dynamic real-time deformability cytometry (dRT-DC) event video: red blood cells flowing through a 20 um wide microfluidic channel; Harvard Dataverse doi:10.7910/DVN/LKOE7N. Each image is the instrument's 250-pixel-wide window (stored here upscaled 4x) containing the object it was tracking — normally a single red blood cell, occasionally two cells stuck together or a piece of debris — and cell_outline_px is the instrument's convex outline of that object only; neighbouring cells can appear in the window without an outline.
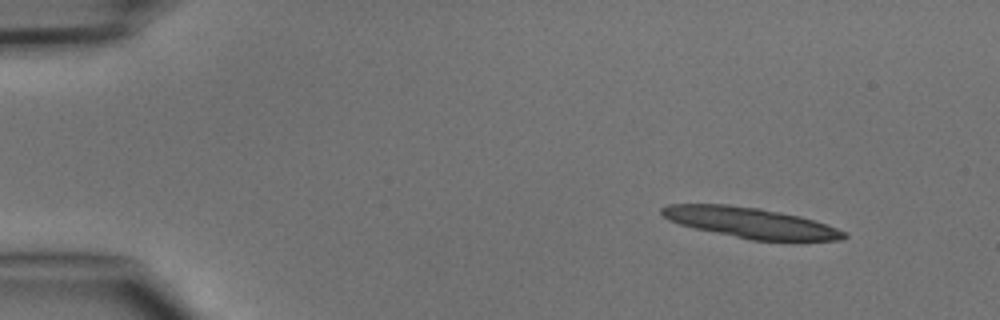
{"species": "common noctule bat (a hibernating species)", "species_latin": "Nyctalus noctula", "temperature_condition": "cold", "stored_images_in_passage": 5, "camera_frame_rate_fps": 3000, "um_per_image_px": 0.085, "animal": {"sex": "male", "body_mass_g": 15.6}, "frame": {"image": 1, "passage_image": 1, "time_ms": 0.0, "image_size_px": [1000, 320], "cell_outline_px": [[848, 236], [844, 240], [752, 240], [696, 228], [680, 224], [668, 220], [660, 212], [660, 208], [668, 204], [728, 204], [760, 208], [800, 216], [848, 232]], "centroid_in_image_um": [63.78, 18.92], "position_along_channel_um": 21.2, "area_um2": 32.02}}
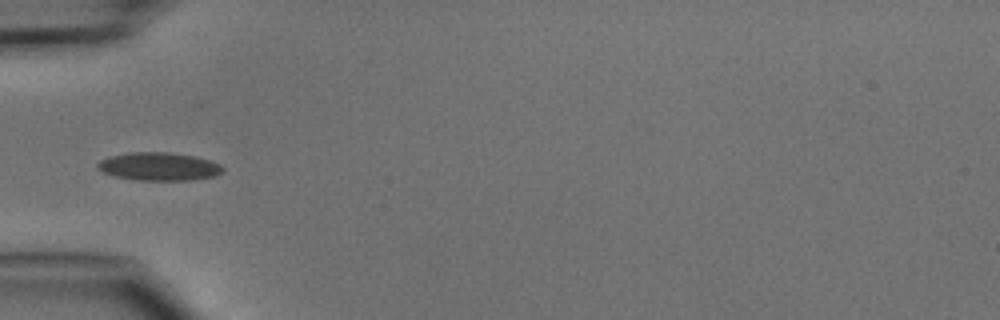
{"frame": {"image": 2, "passage_image": 4, "time_ms": 3.667, "image_size_px": [1000, 320], "cell_outline_px": [[224, 172], [216, 176], [192, 180], [140, 180], [116, 176], [104, 172], [96, 168], [96, 164], [100, 160], [108, 156], [128, 152], [172, 152], [196, 156], [220, 164], [224, 168]], "centroid_in_image_um": [13.53, 14.14], "position_along_channel_um": 71.5, "area_um2": 20.69}}